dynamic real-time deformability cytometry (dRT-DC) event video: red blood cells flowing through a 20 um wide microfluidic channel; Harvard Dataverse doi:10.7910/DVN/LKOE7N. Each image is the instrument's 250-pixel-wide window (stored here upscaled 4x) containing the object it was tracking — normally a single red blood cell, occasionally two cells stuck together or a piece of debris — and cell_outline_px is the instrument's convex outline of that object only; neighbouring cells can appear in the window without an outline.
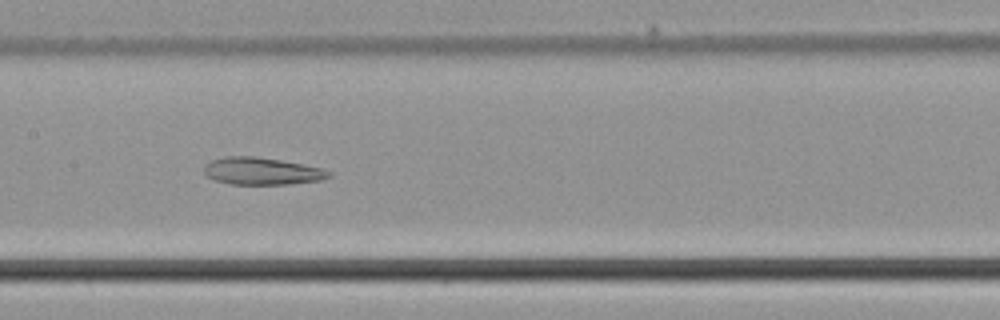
{"species": "common noctule bat (a hibernating species)", "species_latin": "Nyctalus noctula", "temperature_condition": "cold", "stored_images_in_passage": 47, "camera_frame_rate_fps": 3000, "um_per_image_px": 0.085, "animal": {"sex": "male", "body_mass_g": 21.5, "forearm_length_mm": 52.0}, "frame": {"image": 1, "passage_image": 25, "time_ms": 8.0, "image_size_px": [1000, 320], "cell_outline_px": [[332, 176], [320, 180], [288, 184], [232, 184], [216, 180], [208, 176], [204, 172], [204, 164], [212, 160], [228, 156], [256, 156], [304, 164], [320, 168], [332, 172]], "centroid_in_image_um": [22.27, 14.54], "position_along_channel_um": 185.1, "area_um2": 19.71}}
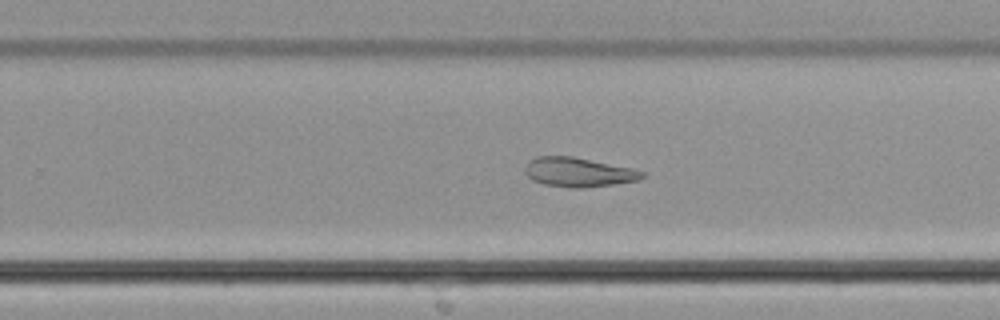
{"frame": {"image": 2, "passage_image": 32, "time_ms": 10.333, "image_size_px": [1000, 320], "cell_outline_px": [[644, 176], [640, 180], [612, 184], [580, 188], [568, 188], [544, 184], [532, 180], [524, 172], [524, 168], [536, 156], [572, 156], [632, 168], [644, 172]], "centroid_in_image_um": [49.16, 14.64], "position_along_channel_um": 280.6, "area_um2": 19.88}}
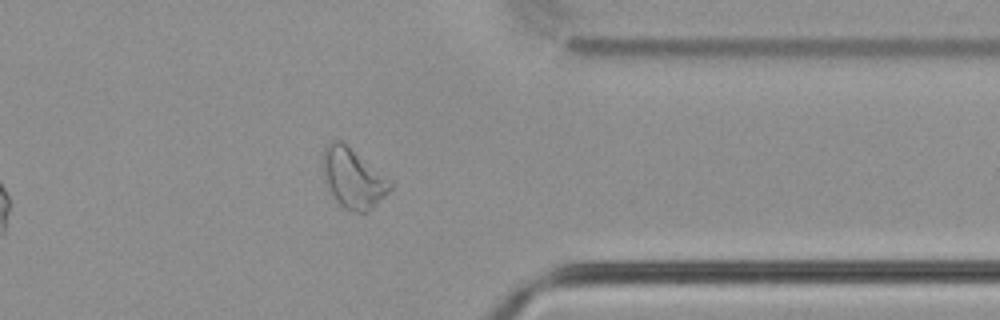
{"frame": {"image": 3, "passage_image": 40, "time_ms": 13.0, "image_size_px": [1000, 320], "cell_outline_px": [[392, 188], [368, 212], [352, 212], [344, 208], [336, 200], [324, 180], [324, 148], [332, 140], [340, 140], [392, 180]], "centroid_in_image_um": [30.04, 15.16], "position_along_channel_um": 381.4, "area_um2": 23.06}}